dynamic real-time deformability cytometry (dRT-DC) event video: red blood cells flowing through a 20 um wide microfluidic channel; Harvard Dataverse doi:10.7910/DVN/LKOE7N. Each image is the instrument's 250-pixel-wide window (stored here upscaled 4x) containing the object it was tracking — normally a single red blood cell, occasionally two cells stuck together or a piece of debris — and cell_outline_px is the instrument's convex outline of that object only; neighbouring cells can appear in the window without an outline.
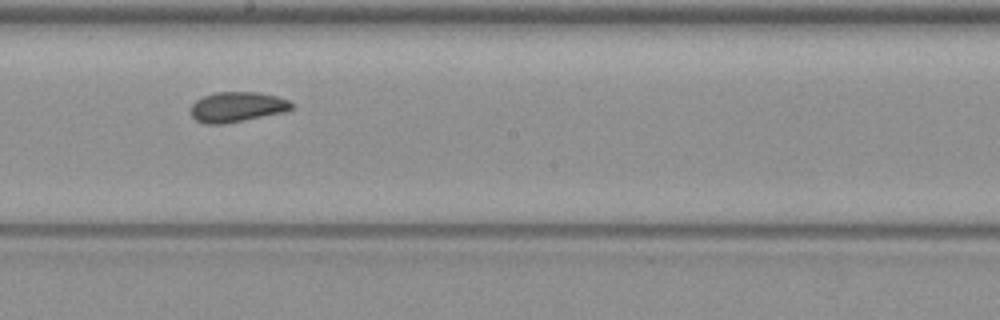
{"species": "common noctule bat (a hibernating species)", "species_latin": "Nyctalus noctula", "temperature_condition": "warm", "stored_images_in_passage": 16, "camera_frame_rate_fps": 3000, "um_per_image_px": 0.085, "animal": {"sex": "female", "body_mass_g": 19.3, "forearm_length_mm": 54.1}, "frame": {"image": 1, "passage_image": 10, "time_ms": 12.0, "image_size_px": [1000, 320], "cell_outline_px": [[292, 108], [284, 112], [224, 124], [204, 124], [196, 120], [192, 116], [192, 104], [196, 100], [204, 96], [216, 92], [256, 92], [276, 96], [288, 100], [292, 104]], "centroid_in_image_um": [20.13, 9.09], "position_along_channel_um": 228.1, "area_um2": 17.51}}
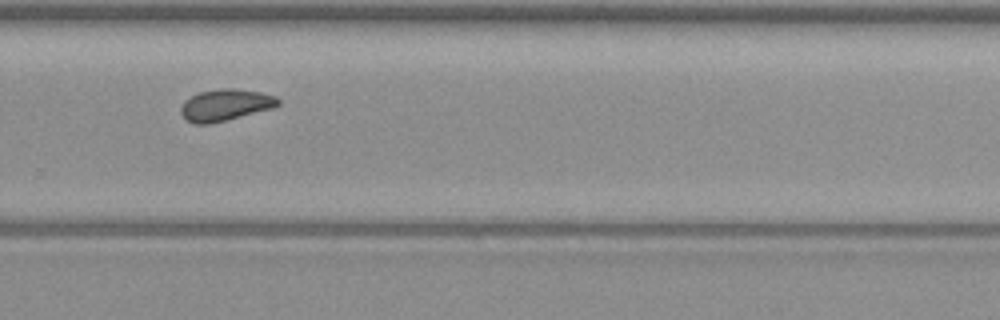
{"frame": {"image": 2, "passage_image": 12, "time_ms": 14.333, "image_size_px": [1000, 320], "cell_outline_px": [[280, 104], [272, 108], [208, 124], [196, 124], [188, 120], [180, 112], [180, 108], [184, 100], [200, 92], [224, 88], [236, 88], [260, 92], [276, 96], [280, 100]], "centroid_in_image_um": [19.16, 8.91], "position_along_channel_um": 310.6, "area_um2": 17.63}}